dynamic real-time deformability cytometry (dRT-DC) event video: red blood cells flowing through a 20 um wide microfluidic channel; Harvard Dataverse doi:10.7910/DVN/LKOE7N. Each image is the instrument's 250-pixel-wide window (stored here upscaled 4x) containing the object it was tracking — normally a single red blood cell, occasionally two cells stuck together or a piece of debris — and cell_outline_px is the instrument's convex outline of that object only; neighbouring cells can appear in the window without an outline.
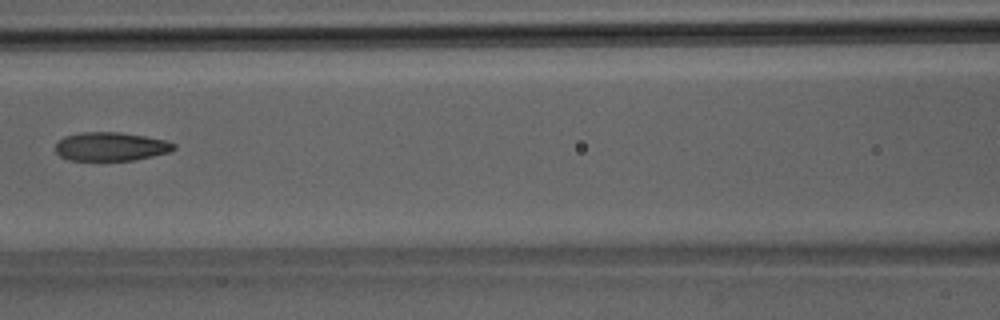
{"species": "Egyptian fruit bat (a non-hibernating species)", "species_latin": "Rousettus aegyptiacus", "temperature_condition": "room temperature", "stored_images_in_passage": 33, "camera_frame_rate_fps": 3000, "um_per_image_px": 0.085, "animal": {"sex": "male"}, "frame": {"image": 1, "passage_image": 11, "time_ms": 3.333, "image_size_px": [1000, 320], "cell_outline_px": [[176, 148], [172, 152], [136, 160], [68, 160], [60, 156], [56, 152], [56, 144], [64, 136], [80, 132], [120, 132], [168, 140], [176, 144]], "centroid_in_image_um": [9.47, 12.45], "position_along_channel_um": 157.1, "area_um2": 20.0}}
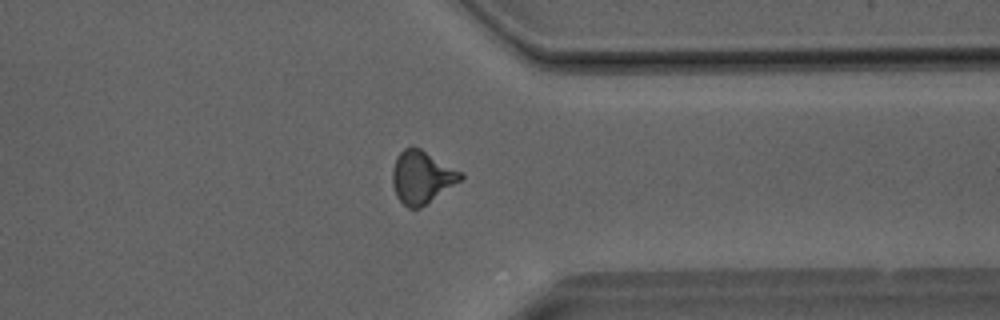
{"frame": {"image": 2, "passage_image": 24, "time_ms": 7.667, "image_size_px": [1000, 320], "cell_outline_px": [[464, 176], [460, 180], [420, 208], [408, 208], [396, 196], [392, 184], [392, 168], [396, 156], [404, 148], [420, 148], [464, 172]], "centroid_in_image_um": [35.84, 15.04], "position_along_channel_um": 375.6, "area_um2": 20.81}}
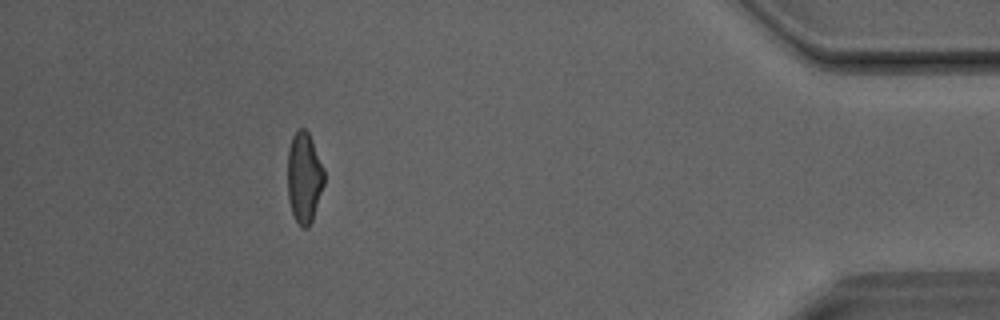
{"frame": {"image": 3, "passage_image": 29, "time_ms": 9.333, "image_size_px": [1000, 320], "cell_outline_px": [[324, 184], [312, 220], [308, 228], [304, 228], [296, 220], [292, 212], [288, 200], [288, 148], [292, 136], [300, 128], [304, 128], [308, 132], [312, 140], [324, 168]], "centroid_in_image_um": [25.85, 15.07], "position_along_channel_um": 409.3, "area_um2": 19.25}}